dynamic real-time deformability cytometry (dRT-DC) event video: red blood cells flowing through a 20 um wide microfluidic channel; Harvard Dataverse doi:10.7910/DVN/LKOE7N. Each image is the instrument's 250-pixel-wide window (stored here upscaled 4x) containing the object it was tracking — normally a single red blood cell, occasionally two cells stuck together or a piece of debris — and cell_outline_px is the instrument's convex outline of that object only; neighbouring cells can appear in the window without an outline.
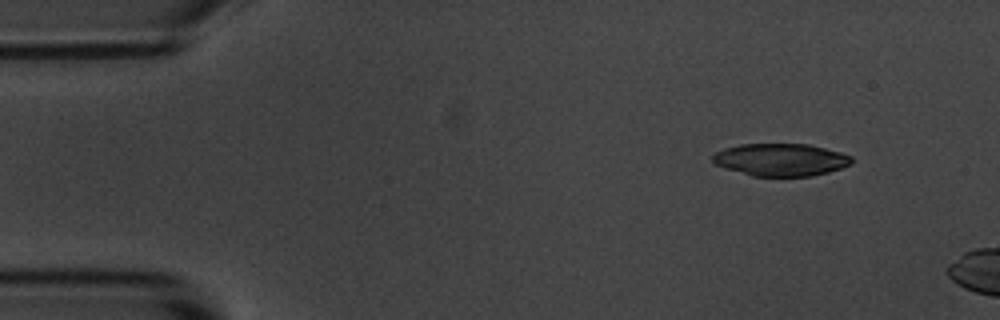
{"species": "common noctule bat (a hibernating species)", "species_latin": "Nyctalus noctula", "temperature_condition": "room temperature", "stored_images_in_passage": 5, "camera_frame_rate_fps": 3000, "um_per_image_px": 0.085, "animal": {"sex": "male", "body_mass_g": 20.1, "forearm_length_mm": 53.5}, "frame": {"image": 1, "passage_image": 1, "time_ms": 0.0, "image_size_px": [1000, 320], "cell_outline_px": [[852, 164], [828, 172], [812, 176], [752, 176], [724, 168], [716, 164], [712, 160], [712, 156], [716, 152], [724, 148], [740, 144], [808, 144], [840, 152], [852, 156]], "centroid_in_image_um": [66.35, 13.58], "position_along_channel_um": 18.6, "area_um2": 26.3}}